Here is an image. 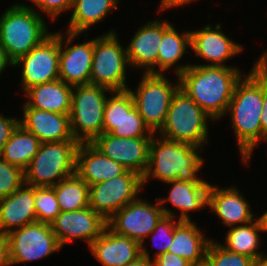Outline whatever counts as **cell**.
<instances>
[{
	"mask_svg": "<svg viewBox=\"0 0 267 266\" xmlns=\"http://www.w3.org/2000/svg\"><path fill=\"white\" fill-rule=\"evenodd\" d=\"M266 53H262L246 77L237 83L227 109L240 156L247 165L254 147L267 138L260 121L263 109V56Z\"/></svg>",
	"mask_w": 267,
	"mask_h": 266,
	"instance_id": "6da1fadb",
	"label": "cell"
},
{
	"mask_svg": "<svg viewBox=\"0 0 267 266\" xmlns=\"http://www.w3.org/2000/svg\"><path fill=\"white\" fill-rule=\"evenodd\" d=\"M180 89L213 121L223 118L237 83L244 76L236 66L176 65Z\"/></svg>",
	"mask_w": 267,
	"mask_h": 266,
	"instance_id": "7a4b0ae2",
	"label": "cell"
},
{
	"mask_svg": "<svg viewBox=\"0 0 267 266\" xmlns=\"http://www.w3.org/2000/svg\"><path fill=\"white\" fill-rule=\"evenodd\" d=\"M155 137L153 135L150 141L148 166L142 176V185L151 177L164 183L174 180L206 182L197 175L204 164L199 155L204 147Z\"/></svg>",
	"mask_w": 267,
	"mask_h": 266,
	"instance_id": "3957f363",
	"label": "cell"
},
{
	"mask_svg": "<svg viewBox=\"0 0 267 266\" xmlns=\"http://www.w3.org/2000/svg\"><path fill=\"white\" fill-rule=\"evenodd\" d=\"M42 15L36 8L16 3L1 16L0 46L12 63L52 34Z\"/></svg>",
	"mask_w": 267,
	"mask_h": 266,
	"instance_id": "277c9868",
	"label": "cell"
},
{
	"mask_svg": "<svg viewBox=\"0 0 267 266\" xmlns=\"http://www.w3.org/2000/svg\"><path fill=\"white\" fill-rule=\"evenodd\" d=\"M213 119L180 88L174 94L167 119L158 135L168 140L205 147L208 121Z\"/></svg>",
	"mask_w": 267,
	"mask_h": 266,
	"instance_id": "5b68a950",
	"label": "cell"
},
{
	"mask_svg": "<svg viewBox=\"0 0 267 266\" xmlns=\"http://www.w3.org/2000/svg\"><path fill=\"white\" fill-rule=\"evenodd\" d=\"M79 144L78 141L41 143L24 170L25 183L34 187H52L75 174Z\"/></svg>",
	"mask_w": 267,
	"mask_h": 266,
	"instance_id": "8992f818",
	"label": "cell"
},
{
	"mask_svg": "<svg viewBox=\"0 0 267 266\" xmlns=\"http://www.w3.org/2000/svg\"><path fill=\"white\" fill-rule=\"evenodd\" d=\"M106 92L113 91L91 84L73 86L69 117L73 137L79 143H92L103 133Z\"/></svg>",
	"mask_w": 267,
	"mask_h": 266,
	"instance_id": "52a82bcc",
	"label": "cell"
},
{
	"mask_svg": "<svg viewBox=\"0 0 267 266\" xmlns=\"http://www.w3.org/2000/svg\"><path fill=\"white\" fill-rule=\"evenodd\" d=\"M116 31L93 38V58L90 84L112 91L128 90L126 67H130L126 48L120 44Z\"/></svg>",
	"mask_w": 267,
	"mask_h": 266,
	"instance_id": "ba28073f",
	"label": "cell"
},
{
	"mask_svg": "<svg viewBox=\"0 0 267 266\" xmlns=\"http://www.w3.org/2000/svg\"><path fill=\"white\" fill-rule=\"evenodd\" d=\"M142 77L136 91L128 90L145 125L156 134L163 127L172 98L180 88L179 77L175 84L165 74L143 72Z\"/></svg>",
	"mask_w": 267,
	"mask_h": 266,
	"instance_id": "9c48e42d",
	"label": "cell"
},
{
	"mask_svg": "<svg viewBox=\"0 0 267 266\" xmlns=\"http://www.w3.org/2000/svg\"><path fill=\"white\" fill-rule=\"evenodd\" d=\"M143 188L142 176L126 170L122 175L89 186V206L109 220L125 205L135 201Z\"/></svg>",
	"mask_w": 267,
	"mask_h": 266,
	"instance_id": "30bf717a",
	"label": "cell"
},
{
	"mask_svg": "<svg viewBox=\"0 0 267 266\" xmlns=\"http://www.w3.org/2000/svg\"><path fill=\"white\" fill-rule=\"evenodd\" d=\"M11 265L43 259L61 249L51 225L33 222L6 235Z\"/></svg>",
	"mask_w": 267,
	"mask_h": 266,
	"instance_id": "8fae6325",
	"label": "cell"
},
{
	"mask_svg": "<svg viewBox=\"0 0 267 266\" xmlns=\"http://www.w3.org/2000/svg\"><path fill=\"white\" fill-rule=\"evenodd\" d=\"M59 58L60 31L52 33L29 53L17 59L12 67H22L23 92L35 85L59 79Z\"/></svg>",
	"mask_w": 267,
	"mask_h": 266,
	"instance_id": "7c38bea8",
	"label": "cell"
},
{
	"mask_svg": "<svg viewBox=\"0 0 267 266\" xmlns=\"http://www.w3.org/2000/svg\"><path fill=\"white\" fill-rule=\"evenodd\" d=\"M113 96L106 100L103 133L117 137H152L156 135L145 125L137 111L129 90L113 91Z\"/></svg>",
	"mask_w": 267,
	"mask_h": 266,
	"instance_id": "4fadbf2b",
	"label": "cell"
},
{
	"mask_svg": "<svg viewBox=\"0 0 267 266\" xmlns=\"http://www.w3.org/2000/svg\"><path fill=\"white\" fill-rule=\"evenodd\" d=\"M163 216L158 200L156 204H151L138 197L107 220V226L116 234L131 238L144 246L145 238Z\"/></svg>",
	"mask_w": 267,
	"mask_h": 266,
	"instance_id": "5bb4252c",
	"label": "cell"
},
{
	"mask_svg": "<svg viewBox=\"0 0 267 266\" xmlns=\"http://www.w3.org/2000/svg\"><path fill=\"white\" fill-rule=\"evenodd\" d=\"M61 248L74 239L95 241L107 227V220L90 206L76 211L60 212L50 223Z\"/></svg>",
	"mask_w": 267,
	"mask_h": 266,
	"instance_id": "9a60e30c",
	"label": "cell"
},
{
	"mask_svg": "<svg viewBox=\"0 0 267 266\" xmlns=\"http://www.w3.org/2000/svg\"><path fill=\"white\" fill-rule=\"evenodd\" d=\"M151 138H124L110 133H102L92 144L104 155L121 164L127 170L143 176L148 166Z\"/></svg>",
	"mask_w": 267,
	"mask_h": 266,
	"instance_id": "2e32d148",
	"label": "cell"
},
{
	"mask_svg": "<svg viewBox=\"0 0 267 266\" xmlns=\"http://www.w3.org/2000/svg\"><path fill=\"white\" fill-rule=\"evenodd\" d=\"M66 32L67 36L60 33L59 79L71 86L88 85L92 69L93 39L74 45L72 41L80 33Z\"/></svg>",
	"mask_w": 267,
	"mask_h": 266,
	"instance_id": "e0dca14e",
	"label": "cell"
},
{
	"mask_svg": "<svg viewBox=\"0 0 267 266\" xmlns=\"http://www.w3.org/2000/svg\"><path fill=\"white\" fill-rule=\"evenodd\" d=\"M222 32L220 23H217L214 27L207 24L201 30L190 31V48L196 57H201L209 62L206 66L229 67L225 65V61L243 50L242 45L232 41L230 37Z\"/></svg>",
	"mask_w": 267,
	"mask_h": 266,
	"instance_id": "ac0fdd59",
	"label": "cell"
},
{
	"mask_svg": "<svg viewBox=\"0 0 267 266\" xmlns=\"http://www.w3.org/2000/svg\"><path fill=\"white\" fill-rule=\"evenodd\" d=\"M154 20L140 27L125 47L130 67L146 69L145 73L150 74H157L158 49L163 37V21Z\"/></svg>",
	"mask_w": 267,
	"mask_h": 266,
	"instance_id": "d6986e66",
	"label": "cell"
},
{
	"mask_svg": "<svg viewBox=\"0 0 267 266\" xmlns=\"http://www.w3.org/2000/svg\"><path fill=\"white\" fill-rule=\"evenodd\" d=\"M23 109L19 124L34 134L41 143L76 141L71 131L69 114H58L30 106H23Z\"/></svg>",
	"mask_w": 267,
	"mask_h": 266,
	"instance_id": "ffe728a7",
	"label": "cell"
},
{
	"mask_svg": "<svg viewBox=\"0 0 267 266\" xmlns=\"http://www.w3.org/2000/svg\"><path fill=\"white\" fill-rule=\"evenodd\" d=\"M207 207L222 220V224L228 227L249 223L258 216L257 213L251 212L249 201H246L233 185L229 188H219L210 184Z\"/></svg>",
	"mask_w": 267,
	"mask_h": 266,
	"instance_id": "44dd1931",
	"label": "cell"
},
{
	"mask_svg": "<svg viewBox=\"0 0 267 266\" xmlns=\"http://www.w3.org/2000/svg\"><path fill=\"white\" fill-rule=\"evenodd\" d=\"M35 187L24 183L11 195L0 198V233L7 235L13 230L37 221Z\"/></svg>",
	"mask_w": 267,
	"mask_h": 266,
	"instance_id": "7402d4cb",
	"label": "cell"
},
{
	"mask_svg": "<svg viewBox=\"0 0 267 266\" xmlns=\"http://www.w3.org/2000/svg\"><path fill=\"white\" fill-rule=\"evenodd\" d=\"M89 248L103 266H126L141 256V245L138 242L116 234L108 226Z\"/></svg>",
	"mask_w": 267,
	"mask_h": 266,
	"instance_id": "603a6c76",
	"label": "cell"
},
{
	"mask_svg": "<svg viewBox=\"0 0 267 266\" xmlns=\"http://www.w3.org/2000/svg\"><path fill=\"white\" fill-rule=\"evenodd\" d=\"M166 184H172L169 196L157 199L165 216L176 218L174 211L163 206L167 201L180 210V217H177L180 221H190L188 212L207 207L210 183L174 180Z\"/></svg>",
	"mask_w": 267,
	"mask_h": 266,
	"instance_id": "cb8c5ba5",
	"label": "cell"
},
{
	"mask_svg": "<svg viewBox=\"0 0 267 266\" xmlns=\"http://www.w3.org/2000/svg\"><path fill=\"white\" fill-rule=\"evenodd\" d=\"M127 169L104 155L92 143H80L75 173L89 186L122 175Z\"/></svg>",
	"mask_w": 267,
	"mask_h": 266,
	"instance_id": "d4e9b609",
	"label": "cell"
},
{
	"mask_svg": "<svg viewBox=\"0 0 267 266\" xmlns=\"http://www.w3.org/2000/svg\"><path fill=\"white\" fill-rule=\"evenodd\" d=\"M73 86L60 79L35 85L24 93L28 98L23 106L58 114H70Z\"/></svg>",
	"mask_w": 267,
	"mask_h": 266,
	"instance_id": "484cf974",
	"label": "cell"
},
{
	"mask_svg": "<svg viewBox=\"0 0 267 266\" xmlns=\"http://www.w3.org/2000/svg\"><path fill=\"white\" fill-rule=\"evenodd\" d=\"M210 241L196 223L191 220L180 221L174 228L173 242L167 251L184 258L194 266L205 262Z\"/></svg>",
	"mask_w": 267,
	"mask_h": 266,
	"instance_id": "4316f807",
	"label": "cell"
},
{
	"mask_svg": "<svg viewBox=\"0 0 267 266\" xmlns=\"http://www.w3.org/2000/svg\"><path fill=\"white\" fill-rule=\"evenodd\" d=\"M118 3L119 0H73V11L66 31L84 33L117 9Z\"/></svg>",
	"mask_w": 267,
	"mask_h": 266,
	"instance_id": "83f0119b",
	"label": "cell"
},
{
	"mask_svg": "<svg viewBox=\"0 0 267 266\" xmlns=\"http://www.w3.org/2000/svg\"><path fill=\"white\" fill-rule=\"evenodd\" d=\"M191 47L190 31L178 33L172 23L163 21V37L157 57V74H164L187 53V48Z\"/></svg>",
	"mask_w": 267,
	"mask_h": 266,
	"instance_id": "f1b7e54d",
	"label": "cell"
},
{
	"mask_svg": "<svg viewBox=\"0 0 267 266\" xmlns=\"http://www.w3.org/2000/svg\"><path fill=\"white\" fill-rule=\"evenodd\" d=\"M40 140L20 124L5 144L0 157L7 163L25 170L38 152Z\"/></svg>",
	"mask_w": 267,
	"mask_h": 266,
	"instance_id": "f546056e",
	"label": "cell"
},
{
	"mask_svg": "<svg viewBox=\"0 0 267 266\" xmlns=\"http://www.w3.org/2000/svg\"><path fill=\"white\" fill-rule=\"evenodd\" d=\"M260 232L263 233L256 218L249 223L230 227L226 233L225 244L220 242V245L230 252L243 254L257 261L264 255L263 252L257 251L261 245Z\"/></svg>",
	"mask_w": 267,
	"mask_h": 266,
	"instance_id": "4dcf8cb0",
	"label": "cell"
},
{
	"mask_svg": "<svg viewBox=\"0 0 267 266\" xmlns=\"http://www.w3.org/2000/svg\"><path fill=\"white\" fill-rule=\"evenodd\" d=\"M61 212L89 206V185L76 173L52 186Z\"/></svg>",
	"mask_w": 267,
	"mask_h": 266,
	"instance_id": "1f68e13d",
	"label": "cell"
},
{
	"mask_svg": "<svg viewBox=\"0 0 267 266\" xmlns=\"http://www.w3.org/2000/svg\"><path fill=\"white\" fill-rule=\"evenodd\" d=\"M205 262L209 266H254L255 260L249 256L226 250L220 243L211 240Z\"/></svg>",
	"mask_w": 267,
	"mask_h": 266,
	"instance_id": "d6a6232c",
	"label": "cell"
},
{
	"mask_svg": "<svg viewBox=\"0 0 267 266\" xmlns=\"http://www.w3.org/2000/svg\"><path fill=\"white\" fill-rule=\"evenodd\" d=\"M34 205L38 222L50 224L61 212L52 187H35Z\"/></svg>",
	"mask_w": 267,
	"mask_h": 266,
	"instance_id": "836d02e7",
	"label": "cell"
},
{
	"mask_svg": "<svg viewBox=\"0 0 267 266\" xmlns=\"http://www.w3.org/2000/svg\"><path fill=\"white\" fill-rule=\"evenodd\" d=\"M179 222L180 220H176V218L172 216L164 215L157 223L154 230L148 235V237H151L153 245L158 248L152 260L166 253L168 248L172 245L174 228ZM157 241L159 243H157Z\"/></svg>",
	"mask_w": 267,
	"mask_h": 266,
	"instance_id": "e575fe53",
	"label": "cell"
},
{
	"mask_svg": "<svg viewBox=\"0 0 267 266\" xmlns=\"http://www.w3.org/2000/svg\"><path fill=\"white\" fill-rule=\"evenodd\" d=\"M25 183L24 170L0 157V198L7 197Z\"/></svg>",
	"mask_w": 267,
	"mask_h": 266,
	"instance_id": "d590c367",
	"label": "cell"
},
{
	"mask_svg": "<svg viewBox=\"0 0 267 266\" xmlns=\"http://www.w3.org/2000/svg\"><path fill=\"white\" fill-rule=\"evenodd\" d=\"M35 7L49 17L55 19L65 11L72 9L73 0H31Z\"/></svg>",
	"mask_w": 267,
	"mask_h": 266,
	"instance_id": "8d00e7d4",
	"label": "cell"
},
{
	"mask_svg": "<svg viewBox=\"0 0 267 266\" xmlns=\"http://www.w3.org/2000/svg\"><path fill=\"white\" fill-rule=\"evenodd\" d=\"M20 118L6 117L0 114V154L5 146V144L10 139L13 131L19 125Z\"/></svg>",
	"mask_w": 267,
	"mask_h": 266,
	"instance_id": "74e56055",
	"label": "cell"
},
{
	"mask_svg": "<svg viewBox=\"0 0 267 266\" xmlns=\"http://www.w3.org/2000/svg\"><path fill=\"white\" fill-rule=\"evenodd\" d=\"M154 266H193L187 260L171 252H166L153 260Z\"/></svg>",
	"mask_w": 267,
	"mask_h": 266,
	"instance_id": "f35d334b",
	"label": "cell"
},
{
	"mask_svg": "<svg viewBox=\"0 0 267 266\" xmlns=\"http://www.w3.org/2000/svg\"><path fill=\"white\" fill-rule=\"evenodd\" d=\"M263 109L261 113L262 132L267 136V53L263 56Z\"/></svg>",
	"mask_w": 267,
	"mask_h": 266,
	"instance_id": "ab89813d",
	"label": "cell"
},
{
	"mask_svg": "<svg viewBox=\"0 0 267 266\" xmlns=\"http://www.w3.org/2000/svg\"><path fill=\"white\" fill-rule=\"evenodd\" d=\"M0 266H11L7 236L0 233Z\"/></svg>",
	"mask_w": 267,
	"mask_h": 266,
	"instance_id": "60d3db41",
	"label": "cell"
},
{
	"mask_svg": "<svg viewBox=\"0 0 267 266\" xmlns=\"http://www.w3.org/2000/svg\"><path fill=\"white\" fill-rule=\"evenodd\" d=\"M147 248L144 246H141V256L138 257L135 261L130 262L126 266H154L153 260L150 257V254Z\"/></svg>",
	"mask_w": 267,
	"mask_h": 266,
	"instance_id": "b9f144b4",
	"label": "cell"
},
{
	"mask_svg": "<svg viewBox=\"0 0 267 266\" xmlns=\"http://www.w3.org/2000/svg\"><path fill=\"white\" fill-rule=\"evenodd\" d=\"M194 0H161L160 7L158 11L165 10V9H170L174 7H180L185 4H189L193 2Z\"/></svg>",
	"mask_w": 267,
	"mask_h": 266,
	"instance_id": "7bdbcfd3",
	"label": "cell"
},
{
	"mask_svg": "<svg viewBox=\"0 0 267 266\" xmlns=\"http://www.w3.org/2000/svg\"><path fill=\"white\" fill-rule=\"evenodd\" d=\"M12 62L8 59L4 49L0 46V76L8 65L12 66Z\"/></svg>",
	"mask_w": 267,
	"mask_h": 266,
	"instance_id": "ee69618b",
	"label": "cell"
},
{
	"mask_svg": "<svg viewBox=\"0 0 267 266\" xmlns=\"http://www.w3.org/2000/svg\"><path fill=\"white\" fill-rule=\"evenodd\" d=\"M263 232H267V211L257 218Z\"/></svg>",
	"mask_w": 267,
	"mask_h": 266,
	"instance_id": "f6af8a7d",
	"label": "cell"
},
{
	"mask_svg": "<svg viewBox=\"0 0 267 266\" xmlns=\"http://www.w3.org/2000/svg\"><path fill=\"white\" fill-rule=\"evenodd\" d=\"M254 266H267V255H262L257 261H255Z\"/></svg>",
	"mask_w": 267,
	"mask_h": 266,
	"instance_id": "bcb514c9",
	"label": "cell"
}]
</instances>
